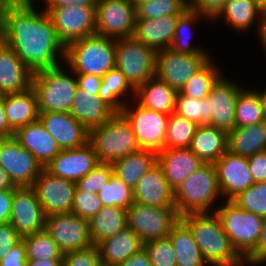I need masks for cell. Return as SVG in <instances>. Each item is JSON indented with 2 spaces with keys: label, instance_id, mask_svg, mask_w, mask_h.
I'll return each instance as SVG.
<instances>
[{
  "label": "cell",
  "instance_id": "11a10c76",
  "mask_svg": "<svg viewBox=\"0 0 266 266\" xmlns=\"http://www.w3.org/2000/svg\"><path fill=\"white\" fill-rule=\"evenodd\" d=\"M248 163L254 183L266 182V150L248 157Z\"/></svg>",
  "mask_w": 266,
  "mask_h": 266
},
{
  "label": "cell",
  "instance_id": "816d5d0a",
  "mask_svg": "<svg viewBox=\"0 0 266 266\" xmlns=\"http://www.w3.org/2000/svg\"><path fill=\"white\" fill-rule=\"evenodd\" d=\"M21 239L11 223L0 224V261Z\"/></svg>",
  "mask_w": 266,
  "mask_h": 266
},
{
  "label": "cell",
  "instance_id": "60d3db41",
  "mask_svg": "<svg viewBox=\"0 0 266 266\" xmlns=\"http://www.w3.org/2000/svg\"><path fill=\"white\" fill-rule=\"evenodd\" d=\"M198 126L185 117L171 113L166 131L165 149L189 148Z\"/></svg>",
  "mask_w": 266,
  "mask_h": 266
},
{
  "label": "cell",
  "instance_id": "f6af8a7d",
  "mask_svg": "<svg viewBox=\"0 0 266 266\" xmlns=\"http://www.w3.org/2000/svg\"><path fill=\"white\" fill-rule=\"evenodd\" d=\"M188 9V0H148L136 6V19H156L181 15Z\"/></svg>",
  "mask_w": 266,
  "mask_h": 266
},
{
  "label": "cell",
  "instance_id": "be15d7a7",
  "mask_svg": "<svg viewBox=\"0 0 266 266\" xmlns=\"http://www.w3.org/2000/svg\"><path fill=\"white\" fill-rule=\"evenodd\" d=\"M27 266H63V259L27 260Z\"/></svg>",
  "mask_w": 266,
  "mask_h": 266
},
{
  "label": "cell",
  "instance_id": "4316f807",
  "mask_svg": "<svg viewBox=\"0 0 266 266\" xmlns=\"http://www.w3.org/2000/svg\"><path fill=\"white\" fill-rule=\"evenodd\" d=\"M33 72L6 45L0 52V96L26 90L32 84Z\"/></svg>",
  "mask_w": 266,
  "mask_h": 266
},
{
  "label": "cell",
  "instance_id": "277c9868",
  "mask_svg": "<svg viewBox=\"0 0 266 266\" xmlns=\"http://www.w3.org/2000/svg\"><path fill=\"white\" fill-rule=\"evenodd\" d=\"M219 197L222 198V195L215 165L203 163L174 191V205L179 216L188 213L215 212L218 207L215 203Z\"/></svg>",
  "mask_w": 266,
  "mask_h": 266
},
{
  "label": "cell",
  "instance_id": "9a60e30c",
  "mask_svg": "<svg viewBox=\"0 0 266 266\" xmlns=\"http://www.w3.org/2000/svg\"><path fill=\"white\" fill-rule=\"evenodd\" d=\"M45 230L63 253L93 245L89 236V220L72 212L46 216Z\"/></svg>",
  "mask_w": 266,
  "mask_h": 266
},
{
  "label": "cell",
  "instance_id": "ee69618b",
  "mask_svg": "<svg viewBox=\"0 0 266 266\" xmlns=\"http://www.w3.org/2000/svg\"><path fill=\"white\" fill-rule=\"evenodd\" d=\"M97 196L103 207L118 206L128 209L134 202L133 190L114 174L109 181L98 191Z\"/></svg>",
  "mask_w": 266,
  "mask_h": 266
},
{
  "label": "cell",
  "instance_id": "d590c367",
  "mask_svg": "<svg viewBox=\"0 0 266 266\" xmlns=\"http://www.w3.org/2000/svg\"><path fill=\"white\" fill-rule=\"evenodd\" d=\"M127 227V209L103 207L89 220V236L93 245Z\"/></svg>",
  "mask_w": 266,
  "mask_h": 266
},
{
  "label": "cell",
  "instance_id": "8d00e7d4",
  "mask_svg": "<svg viewBox=\"0 0 266 266\" xmlns=\"http://www.w3.org/2000/svg\"><path fill=\"white\" fill-rule=\"evenodd\" d=\"M126 93L128 95H126ZM124 95H126V97H124ZM129 95L135 98V89L130 85L126 76L118 68L115 67L111 69L102 77L98 96L116 113H120L127 102H130L125 100Z\"/></svg>",
  "mask_w": 266,
  "mask_h": 266
},
{
  "label": "cell",
  "instance_id": "e575fe53",
  "mask_svg": "<svg viewBox=\"0 0 266 266\" xmlns=\"http://www.w3.org/2000/svg\"><path fill=\"white\" fill-rule=\"evenodd\" d=\"M176 256L177 266H209L194 241L189 227L179 219L168 235Z\"/></svg>",
  "mask_w": 266,
  "mask_h": 266
},
{
  "label": "cell",
  "instance_id": "2644e50d",
  "mask_svg": "<svg viewBox=\"0 0 266 266\" xmlns=\"http://www.w3.org/2000/svg\"><path fill=\"white\" fill-rule=\"evenodd\" d=\"M133 6H138L140 3L148 0H128Z\"/></svg>",
  "mask_w": 266,
  "mask_h": 266
},
{
  "label": "cell",
  "instance_id": "91938a15",
  "mask_svg": "<svg viewBox=\"0 0 266 266\" xmlns=\"http://www.w3.org/2000/svg\"><path fill=\"white\" fill-rule=\"evenodd\" d=\"M44 8H64L68 6H95L96 0H42Z\"/></svg>",
  "mask_w": 266,
  "mask_h": 266
},
{
  "label": "cell",
  "instance_id": "94428289",
  "mask_svg": "<svg viewBox=\"0 0 266 266\" xmlns=\"http://www.w3.org/2000/svg\"><path fill=\"white\" fill-rule=\"evenodd\" d=\"M118 266H153L148 252L143 247L139 252L133 254Z\"/></svg>",
  "mask_w": 266,
  "mask_h": 266
},
{
  "label": "cell",
  "instance_id": "e0dca14e",
  "mask_svg": "<svg viewBox=\"0 0 266 266\" xmlns=\"http://www.w3.org/2000/svg\"><path fill=\"white\" fill-rule=\"evenodd\" d=\"M217 182L224 201H233L254 184L248 158L226 151L215 163Z\"/></svg>",
  "mask_w": 266,
  "mask_h": 266
},
{
  "label": "cell",
  "instance_id": "bcb514c9",
  "mask_svg": "<svg viewBox=\"0 0 266 266\" xmlns=\"http://www.w3.org/2000/svg\"><path fill=\"white\" fill-rule=\"evenodd\" d=\"M235 202L245 211L254 213L262 218L266 217V182L254 183L248 189L243 191Z\"/></svg>",
  "mask_w": 266,
  "mask_h": 266
},
{
  "label": "cell",
  "instance_id": "7a4b0ae2",
  "mask_svg": "<svg viewBox=\"0 0 266 266\" xmlns=\"http://www.w3.org/2000/svg\"><path fill=\"white\" fill-rule=\"evenodd\" d=\"M180 219L189 227L209 266H246L215 212L188 213L180 216Z\"/></svg>",
  "mask_w": 266,
  "mask_h": 266
},
{
  "label": "cell",
  "instance_id": "74e56055",
  "mask_svg": "<svg viewBox=\"0 0 266 266\" xmlns=\"http://www.w3.org/2000/svg\"><path fill=\"white\" fill-rule=\"evenodd\" d=\"M200 18L203 20H211L209 16L199 13L197 11H193L191 9H187L183 14L179 16L173 37V42L170 46L171 50L188 55L209 53V51H205V49H202V46H195L194 43L192 44L190 42L193 36L192 33H194V30H192L191 32V29L195 27L194 23L196 24L198 20L201 21Z\"/></svg>",
  "mask_w": 266,
  "mask_h": 266
},
{
  "label": "cell",
  "instance_id": "f35d334b",
  "mask_svg": "<svg viewBox=\"0 0 266 266\" xmlns=\"http://www.w3.org/2000/svg\"><path fill=\"white\" fill-rule=\"evenodd\" d=\"M211 57L182 87V95L202 99L208 96L212 86L223 75Z\"/></svg>",
  "mask_w": 266,
  "mask_h": 266
},
{
  "label": "cell",
  "instance_id": "9f6ffc18",
  "mask_svg": "<svg viewBox=\"0 0 266 266\" xmlns=\"http://www.w3.org/2000/svg\"><path fill=\"white\" fill-rule=\"evenodd\" d=\"M228 0H188V9L212 18Z\"/></svg>",
  "mask_w": 266,
  "mask_h": 266
},
{
  "label": "cell",
  "instance_id": "4dcf8cb0",
  "mask_svg": "<svg viewBox=\"0 0 266 266\" xmlns=\"http://www.w3.org/2000/svg\"><path fill=\"white\" fill-rule=\"evenodd\" d=\"M0 97L3 99L8 124L14 131L38 120L37 95L32 86L24 91Z\"/></svg>",
  "mask_w": 266,
  "mask_h": 266
},
{
  "label": "cell",
  "instance_id": "5b68a950",
  "mask_svg": "<svg viewBox=\"0 0 266 266\" xmlns=\"http://www.w3.org/2000/svg\"><path fill=\"white\" fill-rule=\"evenodd\" d=\"M61 66L62 64L32 75L31 86L37 95L39 112L70 111L78 84L75 73L70 68L67 69L68 66L64 68L65 63Z\"/></svg>",
  "mask_w": 266,
  "mask_h": 266
},
{
  "label": "cell",
  "instance_id": "c3c4849f",
  "mask_svg": "<svg viewBox=\"0 0 266 266\" xmlns=\"http://www.w3.org/2000/svg\"><path fill=\"white\" fill-rule=\"evenodd\" d=\"M112 174V164L100 162L92 171L76 183V187L79 190L97 194L103 185L109 181Z\"/></svg>",
  "mask_w": 266,
  "mask_h": 266
},
{
  "label": "cell",
  "instance_id": "f907efd6",
  "mask_svg": "<svg viewBox=\"0 0 266 266\" xmlns=\"http://www.w3.org/2000/svg\"><path fill=\"white\" fill-rule=\"evenodd\" d=\"M63 266H102L97 245L64 253Z\"/></svg>",
  "mask_w": 266,
  "mask_h": 266
},
{
  "label": "cell",
  "instance_id": "5bb4252c",
  "mask_svg": "<svg viewBox=\"0 0 266 266\" xmlns=\"http://www.w3.org/2000/svg\"><path fill=\"white\" fill-rule=\"evenodd\" d=\"M0 167L17 187H32L43 169L14 136L0 139Z\"/></svg>",
  "mask_w": 266,
  "mask_h": 266
},
{
  "label": "cell",
  "instance_id": "603a6c76",
  "mask_svg": "<svg viewBox=\"0 0 266 266\" xmlns=\"http://www.w3.org/2000/svg\"><path fill=\"white\" fill-rule=\"evenodd\" d=\"M135 203L152 207H175L174 190L169 186L162 168L156 164L133 189Z\"/></svg>",
  "mask_w": 266,
  "mask_h": 266
},
{
  "label": "cell",
  "instance_id": "44dd1931",
  "mask_svg": "<svg viewBox=\"0 0 266 266\" xmlns=\"http://www.w3.org/2000/svg\"><path fill=\"white\" fill-rule=\"evenodd\" d=\"M38 119L61 150L79 148L89 142V130L69 112H39Z\"/></svg>",
  "mask_w": 266,
  "mask_h": 266
},
{
  "label": "cell",
  "instance_id": "9c48e42d",
  "mask_svg": "<svg viewBox=\"0 0 266 266\" xmlns=\"http://www.w3.org/2000/svg\"><path fill=\"white\" fill-rule=\"evenodd\" d=\"M179 219L175 207L158 208L133 202L127 209V227L143 244L168 237Z\"/></svg>",
  "mask_w": 266,
  "mask_h": 266
},
{
  "label": "cell",
  "instance_id": "3957f363",
  "mask_svg": "<svg viewBox=\"0 0 266 266\" xmlns=\"http://www.w3.org/2000/svg\"><path fill=\"white\" fill-rule=\"evenodd\" d=\"M116 39L93 34L70 43L65 48V66L75 74L103 77L115 68Z\"/></svg>",
  "mask_w": 266,
  "mask_h": 266
},
{
  "label": "cell",
  "instance_id": "7c38bea8",
  "mask_svg": "<svg viewBox=\"0 0 266 266\" xmlns=\"http://www.w3.org/2000/svg\"><path fill=\"white\" fill-rule=\"evenodd\" d=\"M96 34L113 39L133 36L136 7L128 0H96Z\"/></svg>",
  "mask_w": 266,
  "mask_h": 266
},
{
  "label": "cell",
  "instance_id": "b9f144b4",
  "mask_svg": "<svg viewBox=\"0 0 266 266\" xmlns=\"http://www.w3.org/2000/svg\"><path fill=\"white\" fill-rule=\"evenodd\" d=\"M27 252V260L63 259L64 253L45 230L22 237Z\"/></svg>",
  "mask_w": 266,
  "mask_h": 266
},
{
  "label": "cell",
  "instance_id": "ba28073f",
  "mask_svg": "<svg viewBox=\"0 0 266 266\" xmlns=\"http://www.w3.org/2000/svg\"><path fill=\"white\" fill-rule=\"evenodd\" d=\"M130 85L136 90L156 72V52L133 37L116 39V62Z\"/></svg>",
  "mask_w": 266,
  "mask_h": 266
},
{
  "label": "cell",
  "instance_id": "8992f818",
  "mask_svg": "<svg viewBox=\"0 0 266 266\" xmlns=\"http://www.w3.org/2000/svg\"><path fill=\"white\" fill-rule=\"evenodd\" d=\"M89 143L99 162L109 164L141 149L131 125L120 113L89 130Z\"/></svg>",
  "mask_w": 266,
  "mask_h": 266
},
{
  "label": "cell",
  "instance_id": "a7ac6f4b",
  "mask_svg": "<svg viewBox=\"0 0 266 266\" xmlns=\"http://www.w3.org/2000/svg\"><path fill=\"white\" fill-rule=\"evenodd\" d=\"M6 45H7V43L5 41V37H4L3 31H2V29L0 27V52Z\"/></svg>",
  "mask_w": 266,
  "mask_h": 266
},
{
  "label": "cell",
  "instance_id": "d6a6232c",
  "mask_svg": "<svg viewBox=\"0 0 266 266\" xmlns=\"http://www.w3.org/2000/svg\"><path fill=\"white\" fill-rule=\"evenodd\" d=\"M227 150L246 158L266 150V121L235 127L227 133Z\"/></svg>",
  "mask_w": 266,
  "mask_h": 266
},
{
  "label": "cell",
  "instance_id": "7dc6e473",
  "mask_svg": "<svg viewBox=\"0 0 266 266\" xmlns=\"http://www.w3.org/2000/svg\"><path fill=\"white\" fill-rule=\"evenodd\" d=\"M153 266H177L176 256L169 237L144 244Z\"/></svg>",
  "mask_w": 266,
  "mask_h": 266
},
{
  "label": "cell",
  "instance_id": "836d02e7",
  "mask_svg": "<svg viewBox=\"0 0 266 266\" xmlns=\"http://www.w3.org/2000/svg\"><path fill=\"white\" fill-rule=\"evenodd\" d=\"M203 163H215L227 151V133L211 125H199L189 147Z\"/></svg>",
  "mask_w": 266,
  "mask_h": 266
},
{
  "label": "cell",
  "instance_id": "6f0895ef",
  "mask_svg": "<svg viewBox=\"0 0 266 266\" xmlns=\"http://www.w3.org/2000/svg\"><path fill=\"white\" fill-rule=\"evenodd\" d=\"M78 88L83 92H93L98 95L102 78L91 74H75Z\"/></svg>",
  "mask_w": 266,
  "mask_h": 266
},
{
  "label": "cell",
  "instance_id": "e7e4bbea",
  "mask_svg": "<svg viewBox=\"0 0 266 266\" xmlns=\"http://www.w3.org/2000/svg\"><path fill=\"white\" fill-rule=\"evenodd\" d=\"M16 187L9 174L0 167V190L15 189Z\"/></svg>",
  "mask_w": 266,
  "mask_h": 266
},
{
  "label": "cell",
  "instance_id": "f546056e",
  "mask_svg": "<svg viewBox=\"0 0 266 266\" xmlns=\"http://www.w3.org/2000/svg\"><path fill=\"white\" fill-rule=\"evenodd\" d=\"M176 94L174 88L155 75L135 90L132 101L146 109L170 115L175 111Z\"/></svg>",
  "mask_w": 266,
  "mask_h": 266
},
{
  "label": "cell",
  "instance_id": "4fadbf2b",
  "mask_svg": "<svg viewBox=\"0 0 266 266\" xmlns=\"http://www.w3.org/2000/svg\"><path fill=\"white\" fill-rule=\"evenodd\" d=\"M212 57L209 53L182 54L170 48L156 52L155 75L176 91Z\"/></svg>",
  "mask_w": 266,
  "mask_h": 266
},
{
  "label": "cell",
  "instance_id": "6da1fadb",
  "mask_svg": "<svg viewBox=\"0 0 266 266\" xmlns=\"http://www.w3.org/2000/svg\"><path fill=\"white\" fill-rule=\"evenodd\" d=\"M34 3L0 0V27L5 41L33 73L65 61V46L51 18L43 8L35 9Z\"/></svg>",
  "mask_w": 266,
  "mask_h": 266
},
{
  "label": "cell",
  "instance_id": "680465c9",
  "mask_svg": "<svg viewBox=\"0 0 266 266\" xmlns=\"http://www.w3.org/2000/svg\"><path fill=\"white\" fill-rule=\"evenodd\" d=\"M14 189L0 190V224L9 223Z\"/></svg>",
  "mask_w": 266,
  "mask_h": 266
},
{
  "label": "cell",
  "instance_id": "db71d44e",
  "mask_svg": "<svg viewBox=\"0 0 266 266\" xmlns=\"http://www.w3.org/2000/svg\"><path fill=\"white\" fill-rule=\"evenodd\" d=\"M0 266H27V252L23 239L0 261Z\"/></svg>",
  "mask_w": 266,
  "mask_h": 266
},
{
  "label": "cell",
  "instance_id": "8c879c8a",
  "mask_svg": "<svg viewBox=\"0 0 266 266\" xmlns=\"http://www.w3.org/2000/svg\"><path fill=\"white\" fill-rule=\"evenodd\" d=\"M19 1L34 2L35 0H19Z\"/></svg>",
  "mask_w": 266,
  "mask_h": 266
},
{
  "label": "cell",
  "instance_id": "30bf717a",
  "mask_svg": "<svg viewBox=\"0 0 266 266\" xmlns=\"http://www.w3.org/2000/svg\"><path fill=\"white\" fill-rule=\"evenodd\" d=\"M126 104L120 114L129 122L141 149L160 152L165 149L169 115L146 109L136 104Z\"/></svg>",
  "mask_w": 266,
  "mask_h": 266
},
{
  "label": "cell",
  "instance_id": "2e32d148",
  "mask_svg": "<svg viewBox=\"0 0 266 266\" xmlns=\"http://www.w3.org/2000/svg\"><path fill=\"white\" fill-rule=\"evenodd\" d=\"M32 187L46 216L71 212L76 183L54 176L43 168Z\"/></svg>",
  "mask_w": 266,
  "mask_h": 266
},
{
  "label": "cell",
  "instance_id": "7bdbcfd3",
  "mask_svg": "<svg viewBox=\"0 0 266 266\" xmlns=\"http://www.w3.org/2000/svg\"><path fill=\"white\" fill-rule=\"evenodd\" d=\"M179 116L185 117L198 125L210 123V107L208 97L197 99L182 95L177 91L175 98V111Z\"/></svg>",
  "mask_w": 266,
  "mask_h": 266
},
{
  "label": "cell",
  "instance_id": "52a82bcc",
  "mask_svg": "<svg viewBox=\"0 0 266 266\" xmlns=\"http://www.w3.org/2000/svg\"><path fill=\"white\" fill-rule=\"evenodd\" d=\"M215 213L236 252L245 259L256 247L263 226L262 217L245 211L233 201H222Z\"/></svg>",
  "mask_w": 266,
  "mask_h": 266
},
{
  "label": "cell",
  "instance_id": "d4e9b609",
  "mask_svg": "<svg viewBox=\"0 0 266 266\" xmlns=\"http://www.w3.org/2000/svg\"><path fill=\"white\" fill-rule=\"evenodd\" d=\"M180 15H167L156 19H136L133 38L155 52L170 48Z\"/></svg>",
  "mask_w": 266,
  "mask_h": 266
},
{
  "label": "cell",
  "instance_id": "89a4df30",
  "mask_svg": "<svg viewBox=\"0 0 266 266\" xmlns=\"http://www.w3.org/2000/svg\"><path fill=\"white\" fill-rule=\"evenodd\" d=\"M259 7L266 12V0H255Z\"/></svg>",
  "mask_w": 266,
  "mask_h": 266
},
{
  "label": "cell",
  "instance_id": "03108f58",
  "mask_svg": "<svg viewBox=\"0 0 266 266\" xmlns=\"http://www.w3.org/2000/svg\"><path fill=\"white\" fill-rule=\"evenodd\" d=\"M258 37H259L260 44L262 45L261 47H263L262 49L266 51V12H264V15H263V20L261 23V30H260Z\"/></svg>",
  "mask_w": 266,
  "mask_h": 266
},
{
  "label": "cell",
  "instance_id": "484cf974",
  "mask_svg": "<svg viewBox=\"0 0 266 266\" xmlns=\"http://www.w3.org/2000/svg\"><path fill=\"white\" fill-rule=\"evenodd\" d=\"M263 15L264 11L255 0H228L211 18V22L223 17L227 25L231 27L230 29L239 33L247 32L257 22L256 32L258 36L261 30Z\"/></svg>",
  "mask_w": 266,
  "mask_h": 266
},
{
  "label": "cell",
  "instance_id": "8fae6325",
  "mask_svg": "<svg viewBox=\"0 0 266 266\" xmlns=\"http://www.w3.org/2000/svg\"><path fill=\"white\" fill-rule=\"evenodd\" d=\"M56 29L57 36L65 48L72 42L96 33L95 6H68L43 8Z\"/></svg>",
  "mask_w": 266,
  "mask_h": 266
},
{
  "label": "cell",
  "instance_id": "83f0119b",
  "mask_svg": "<svg viewBox=\"0 0 266 266\" xmlns=\"http://www.w3.org/2000/svg\"><path fill=\"white\" fill-rule=\"evenodd\" d=\"M102 266H118L133 254L139 252L144 244L128 227L97 244Z\"/></svg>",
  "mask_w": 266,
  "mask_h": 266
},
{
  "label": "cell",
  "instance_id": "1f68e13d",
  "mask_svg": "<svg viewBox=\"0 0 266 266\" xmlns=\"http://www.w3.org/2000/svg\"><path fill=\"white\" fill-rule=\"evenodd\" d=\"M157 164V152L140 149L112 163L113 174L132 190L140 179Z\"/></svg>",
  "mask_w": 266,
  "mask_h": 266
},
{
  "label": "cell",
  "instance_id": "d6986e66",
  "mask_svg": "<svg viewBox=\"0 0 266 266\" xmlns=\"http://www.w3.org/2000/svg\"><path fill=\"white\" fill-rule=\"evenodd\" d=\"M242 89L240 83L225 78V75L215 82L207 96L210 107V123L208 125L226 133L235 128L236 100Z\"/></svg>",
  "mask_w": 266,
  "mask_h": 266
},
{
  "label": "cell",
  "instance_id": "ffe728a7",
  "mask_svg": "<svg viewBox=\"0 0 266 266\" xmlns=\"http://www.w3.org/2000/svg\"><path fill=\"white\" fill-rule=\"evenodd\" d=\"M99 163L93 146L88 142L79 148L61 150L45 169L54 176L77 183Z\"/></svg>",
  "mask_w": 266,
  "mask_h": 266
},
{
  "label": "cell",
  "instance_id": "7402d4cb",
  "mask_svg": "<svg viewBox=\"0 0 266 266\" xmlns=\"http://www.w3.org/2000/svg\"><path fill=\"white\" fill-rule=\"evenodd\" d=\"M157 164L175 191L203 162L190 148H172L157 153Z\"/></svg>",
  "mask_w": 266,
  "mask_h": 266
},
{
  "label": "cell",
  "instance_id": "f1b7e54d",
  "mask_svg": "<svg viewBox=\"0 0 266 266\" xmlns=\"http://www.w3.org/2000/svg\"><path fill=\"white\" fill-rule=\"evenodd\" d=\"M69 113L88 130L103 125L116 114L98 95H94L93 92H83L79 88Z\"/></svg>",
  "mask_w": 266,
  "mask_h": 266
},
{
  "label": "cell",
  "instance_id": "003e7915",
  "mask_svg": "<svg viewBox=\"0 0 266 266\" xmlns=\"http://www.w3.org/2000/svg\"><path fill=\"white\" fill-rule=\"evenodd\" d=\"M257 91H258L259 100L261 102V108L263 111V115L266 121V89L263 91V90H260V88L259 90L257 88Z\"/></svg>",
  "mask_w": 266,
  "mask_h": 266
},
{
  "label": "cell",
  "instance_id": "6125c7cd",
  "mask_svg": "<svg viewBox=\"0 0 266 266\" xmlns=\"http://www.w3.org/2000/svg\"><path fill=\"white\" fill-rule=\"evenodd\" d=\"M14 132L8 124L3 99L0 97V139L14 136Z\"/></svg>",
  "mask_w": 266,
  "mask_h": 266
},
{
  "label": "cell",
  "instance_id": "681fc988",
  "mask_svg": "<svg viewBox=\"0 0 266 266\" xmlns=\"http://www.w3.org/2000/svg\"><path fill=\"white\" fill-rule=\"evenodd\" d=\"M103 205L99 200L97 194L88 193L83 190H79L76 187L74 193V201L71 212L81 218L90 220L95 214H97Z\"/></svg>",
  "mask_w": 266,
  "mask_h": 266
},
{
  "label": "cell",
  "instance_id": "cb8c5ba5",
  "mask_svg": "<svg viewBox=\"0 0 266 266\" xmlns=\"http://www.w3.org/2000/svg\"><path fill=\"white\" fill-rule=\"evenodd\" d=\"M14 137L23 148L34 155L43 168L61 152L55 139L46 131L39 119L18 128L14 132Z\"/></svg>",
  "mask_w": 266,
  "mask_h": 266
},
{
  "label": "cell",
  "instance_id": "ac0fdd59",
  "mask_svg": "<svg viewBox=\"0 0 266 266\" xmlns=\"http://www.w3.org/2000/svg\"><path fill=\"white\" fill-rule=\"evenodd\" d=\"M9 223L21 237L45 229L46 215L33 187H16Z\"/></svg>",
  "mask_w": 266,
  "mask_h": 266
},
{
  "label": "cell",
  "instance_id": "f5cc1de1",
  "mask_svg": "<svg viewBox=\"0 0 266 266\" xmlns=\"http://www.w3.org/2000/svg\"><path fill=\"white\" fill-rule=\"evenodd\" d=\"M246 266H260L266 264V217L255 249L244 259Z\"/></svg>",
  "mask_w": 266,
  "mask_h": 266
},
{
  "label": "cell",
  "instance_id": "ab89813d",
  "mask_svg": "<svg viewBox=\"0 0 266 266\" xmlns=\"http://www.w3.org/2000/svg\"><path fill=\"white\" fill-rule=\"evenodd\" d=\"M265 121L257 89L239 92L236 100L235 127H244Z\"/></svg>",
  "mask_w": 266,
  "mask_h": 266
}]
</instances>
